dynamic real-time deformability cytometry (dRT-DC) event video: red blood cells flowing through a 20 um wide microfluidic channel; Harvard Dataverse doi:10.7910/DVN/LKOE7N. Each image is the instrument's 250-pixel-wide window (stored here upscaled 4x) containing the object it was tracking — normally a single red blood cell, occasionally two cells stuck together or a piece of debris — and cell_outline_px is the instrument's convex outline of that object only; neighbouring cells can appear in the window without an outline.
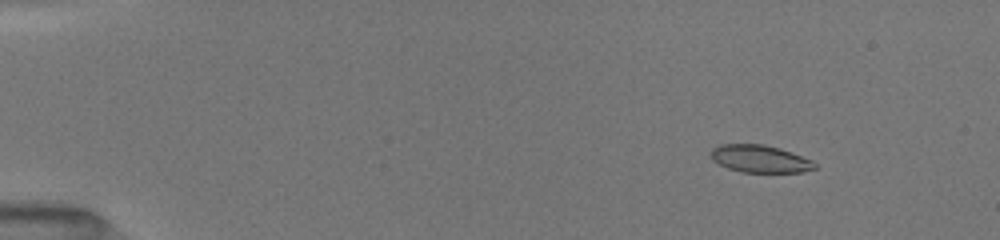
{"species": "common noctule bat (a hibernating species)", "species_latin": "Nyctalus noctula", "temperature_condition": "room temperature", "stored_images_in_passage": 23, "camera_frame_rate_fps": 3000, "um_per_image_px": 0.085, "animal": {"sex": "female", "body_mass_g": 19.5, "forearm_length_mm": 54.1}, "frame": {"image": 1, "passage_image": 7, "time_ms": 2.0, "image_size_px": [1000, 240], "cell_outline_px": [[816, 168], [804, 172], [740, 172], [728, 168], [712, 160], [712, 148], [720, 144], [764, 144], [780, 148], [812, 160], [816, 164]], "centroid_in_image_um": [64.61, 13.5], "position_along_channel_um": 20.4, "area_um2": 16.59}}
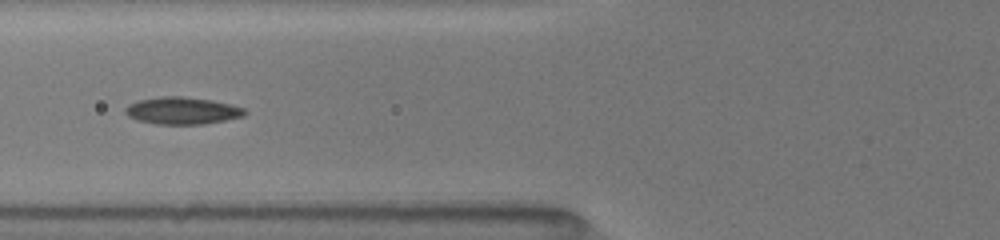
{"frame": {"image": 2, "passage_image": 21, "time_ms": 7.0, "image_size_px": [1000, 240], "cell_outline_px": [[248, 112], [244, 116], [204, 124], [156, 124], [136, 120], [128, 116], [124, 112], [124, 108], [128, 104], [140, 100], [160, 96], [180, 96], [212, 100], [244, 108]], "centroid_in_image_um": [15.46, 9.41], "position_along_channel_um": 110.3, "area_um2": 18.9}}
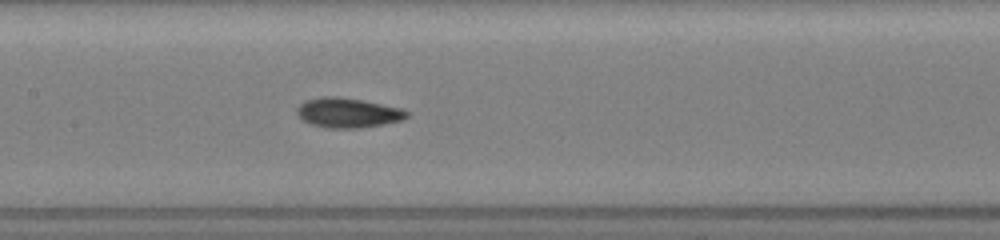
{"frame": {"image": 3, "passage_image": 23, "time_ms": 8.667, "image_size_px": [1000, 240], "cell_outline_px": [[408, 116], [404, 120], [384, 124], [360, 128], [328, 128], [312, 124], [304, 120], [296, 112], [296, 108], [304, 100], [320, 96], [336, 96], [360, 100], [404, 108], [408, 112]], "centroid_in_image_um": [29.59, 9.58], "position_along_channel_um": 177.8, "area_um2": 19.13}}